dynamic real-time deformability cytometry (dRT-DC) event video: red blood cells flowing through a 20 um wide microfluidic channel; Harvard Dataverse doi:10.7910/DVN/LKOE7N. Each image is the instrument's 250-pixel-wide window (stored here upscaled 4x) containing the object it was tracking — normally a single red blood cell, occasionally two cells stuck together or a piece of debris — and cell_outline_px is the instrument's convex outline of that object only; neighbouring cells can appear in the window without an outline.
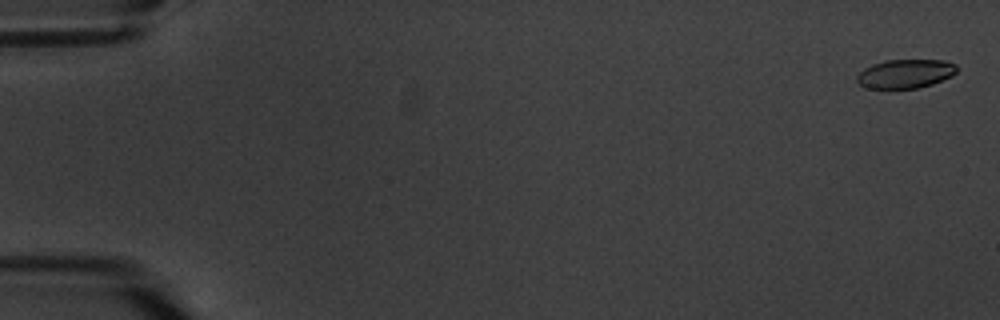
{"species": "common noctule bat (a hibernating species)", "species_latin": "Nyctalus noctula", "temperature_condition": "warm", "stored_images_in_passage": 3, "camera_frame_rate_fps": 3000, "um_per_image_px": 0.085, "animal": {"sex": "male", "body_mass_g": 20.1, "forearm_length_mm": 53.5}, "frame": {"image": 1, "passage_image": 1, "time_ms": 0.0, "image_size_px": [1000, 320], "cell_outline_px": [[956, 72], [952, 76], [932, 84], [916, 88], [888, 92], [864, 88], [856, 80], [856, 76], [864, 68], [872, 64], [884, 60], [944, 60], [956, 64]], "centroid_in_image_um": [76.88, 6.32], "position_along_channel_um": 8.1, "area_um2": 17.57}}